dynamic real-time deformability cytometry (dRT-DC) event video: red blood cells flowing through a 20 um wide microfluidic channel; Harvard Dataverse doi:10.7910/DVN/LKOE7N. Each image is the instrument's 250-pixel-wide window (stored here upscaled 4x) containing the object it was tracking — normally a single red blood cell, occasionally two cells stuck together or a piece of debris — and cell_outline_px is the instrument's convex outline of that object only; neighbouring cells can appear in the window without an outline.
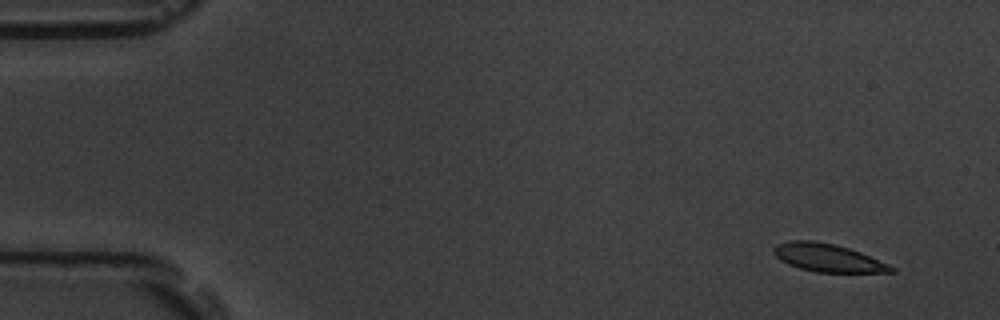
{"species": "common noctule bat (a hibernating species)", "species_latin": "Nyctalus noctula", "temperature_condition": "room temperature", "stored_images_in_passage": 9, "camera_frame_rate_fps": 3000, "um_per_image_px": 0.085, "animal": {"sex": "male", "body_mass_g": 19.5, "forearm_length_mm": 54.6}, "frame": {"image": 1, "passage_image": 1, "time_ms": 0.0, "image_size_px": [1000, 320], "cell_outline_px": [[896, 272], [816, 272], [800, 268], [788, 264], [776, 256], [772, 252], [772, 248], [776, 244], [788, 240], [812, 240], [836, 244], [860, 252], [888, 264], [896, 268]], "centroid_in_image_um": [70.33, 21.9], "position_along_channel_um": 14.7, "area_um2": 19.13}}
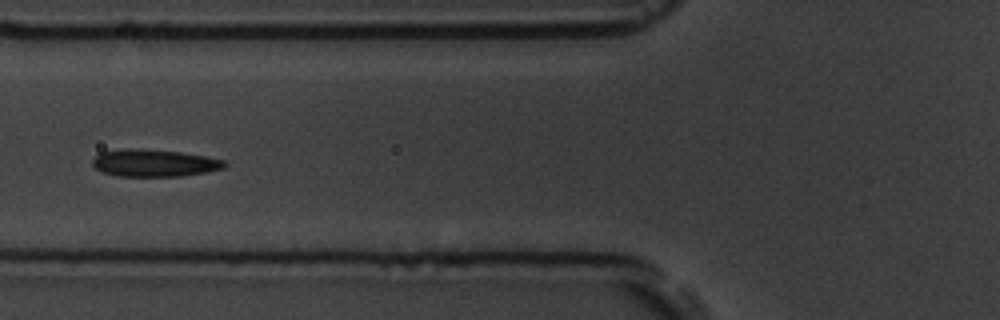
{"frame": {"image": 2, "passage_image": 6, "time_ms": 6.0, "image_size_px": [1000, 320], "cell_outline_px": [[228, 164], [224, 168], [208, 172], [180, 176], [116, 176], [100, 172], [92, 164], [92, 160], [100, 152], [128, 148], [140, 148], [180, 152], [204, 156], [224, 160]], "centroid_in_image_um": [13.09, 13.86], "position_along_channel_um": 112.7, "area_um2": 21.1}}
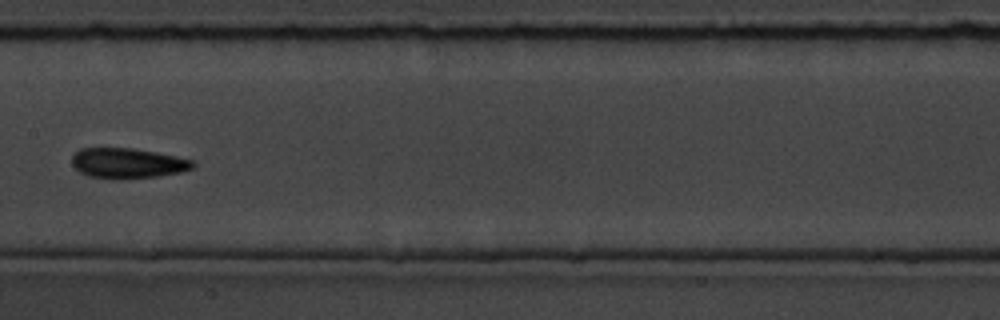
{"frame": {"image": 3, "passage_image": 8, "time_ms": 8.333, "image_size_px": [1000, 320], "cell_outline_px": [[196, 164], [192, 168], [180, 172], [160, 176], [88, 176], [80, 172], [72, 164], [72, 156], [80, 148], [132, 148], [156, 152], [196, 160]], "centroid_in_image_um": [10.9, 13.82], "position_along_channel_um": 196.5, "area_um2": 20.52}}